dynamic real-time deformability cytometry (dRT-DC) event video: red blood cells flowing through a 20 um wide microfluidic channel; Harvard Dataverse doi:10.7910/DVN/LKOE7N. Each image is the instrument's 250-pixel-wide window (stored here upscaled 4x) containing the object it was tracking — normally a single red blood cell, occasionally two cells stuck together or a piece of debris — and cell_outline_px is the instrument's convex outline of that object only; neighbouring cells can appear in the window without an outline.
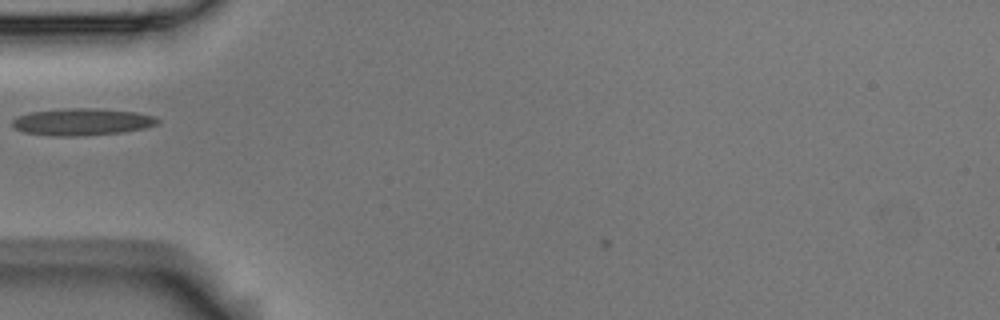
{"species": "Egyptian fruit bat (a non-hibernating species)", "species_latin": "Rousettus aegyptiacus", "temperature_condition": "room temperature", "stored_images_in_passage": 33, "camera_frame_rate_fps": 3000, "um_per_image_px": 0.085, "animal": {"sex": "male"}, "frame": {"image": 1, "passage_image": 1, "time_ms": 0.0, "image_size_px": [1000, 320], "cell_outline_px": [[160, 124], [144, 128], [124, 132], [76, 136], [52, 136], [24, 132], [16, 128], [12, 124], [12, 120], [28, 112], [64, 108], [96, 108], [136, 112], [152, 116], [160, 120]], "centroid_in_image_um": [6.99, 10.35], "position_along_channel_um": 78.0, "area_um2": 22.89}}
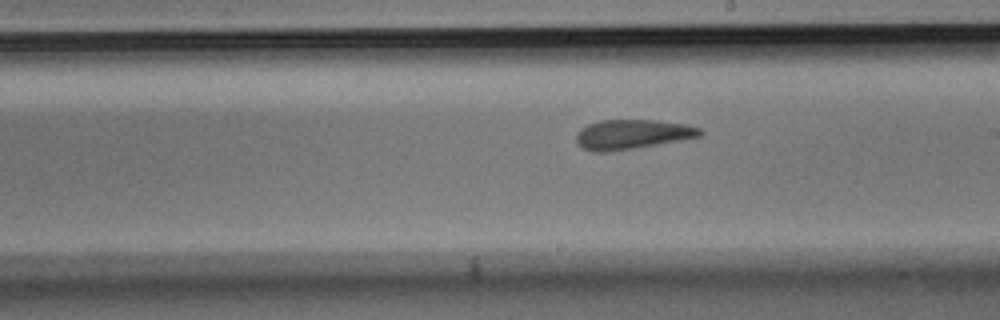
{"frame": {"image": 2, "passage_image": 14, "time_ms": 4.333, "image_size_px": [1000, 320], "cell_outline_px": [[704, 132], [700, 136], [680, 140], [612, 152], [592, 152], [584, 148], [576, 140], [576, 132], [580, 128], [588, 124], [600, 120], [656, 120], [684, 124], [700, 128]], "centroid_in_image_um": [53.71, 11.42], "position_along_channel_um": 235.3, "area_um2": 21.33}}
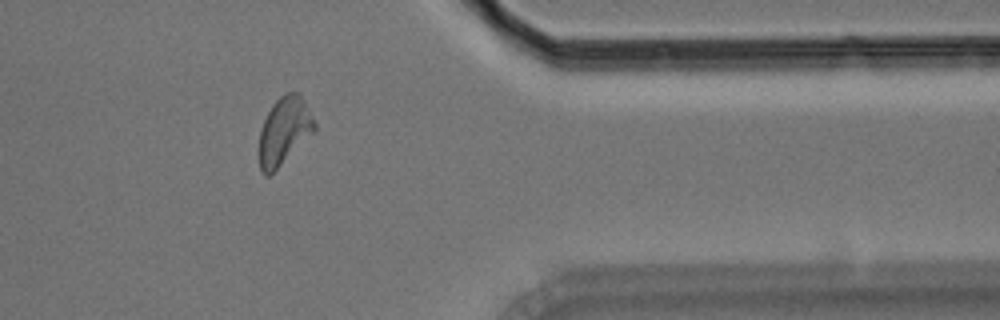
{"frame": {"image": 3, "passage_image": 28, "time_ms": 9.0, "image_size_px": [1000, 320], "cell_outline_px": [[316, 132], [268, 176], [264, 176], [260, 172], [256, 152], [260, 128], [272, 104], [284, 92], [300, 92], [316, 124]], "centroid_in_image_um": [24.12, 11.15], "position_along_channel_um": 387.3, "area_um2": 22.48}}